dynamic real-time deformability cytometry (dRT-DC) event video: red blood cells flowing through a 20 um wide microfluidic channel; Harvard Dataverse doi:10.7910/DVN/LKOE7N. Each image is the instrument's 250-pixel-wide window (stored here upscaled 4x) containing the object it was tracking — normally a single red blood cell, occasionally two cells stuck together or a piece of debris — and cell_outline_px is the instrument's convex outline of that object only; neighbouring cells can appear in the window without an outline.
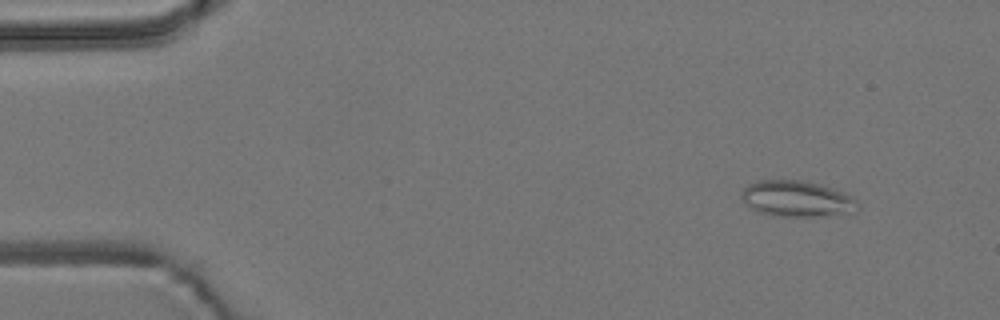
{"species": "common noctule bat (a hibernating species)", "species_latin": "Nyctalus noctula", "temperature_condition": "room temperature", "stored_images_in_passage": 5, "camera_frame_rate_fps": 3000, "um_per_image_px": 0.085, "animal": {"sex": "male", "body_mass_g": 19.2, "forearm_length_mm": 51.8}, "frame": {"image": 1, "passage_image": 2, "time_ms": 0.333, "image_size_px": [1000, 320], "cell_outline_px": [[860, 208], [856, 212], [820, 216], [772, 216], [760, 212], [744, 204], [740, 196], [740, 192], [748, 184], [760, 180], [800, 180], [820, 184], [844, 192], [852, 196], [860, 204]], "centroid_in_image_um": [67.74, 16.9], "position_along_channel_um": 17.3, "area_um2": 24.68}}